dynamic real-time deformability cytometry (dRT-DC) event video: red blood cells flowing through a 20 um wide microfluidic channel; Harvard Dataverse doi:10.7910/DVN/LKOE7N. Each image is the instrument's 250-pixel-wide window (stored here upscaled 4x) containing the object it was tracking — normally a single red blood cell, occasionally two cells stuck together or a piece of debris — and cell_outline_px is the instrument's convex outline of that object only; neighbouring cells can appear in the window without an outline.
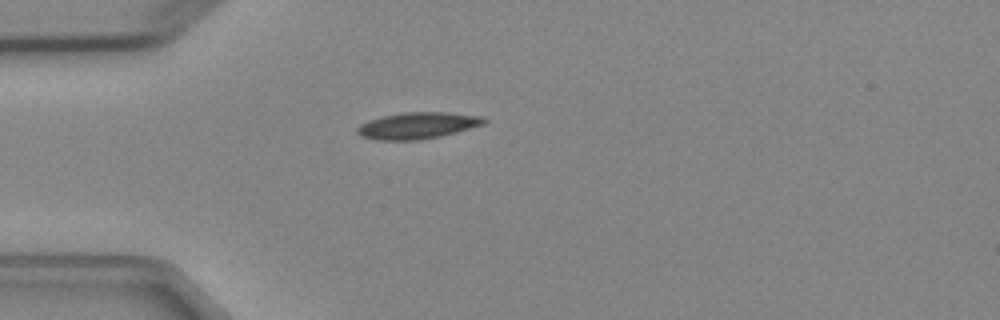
{"species": "Egyptian fruit bat (a non-hibernating species)", "species_latin": "Rousettus aegyptiacus", "temperature_condition": "cold", "stored_images_in_passage": 3, "camera_frame_rate_fps": 3000, "um_per_image_px": 0.085, "animal": {"sex": "female"}, "frame": {"image": 1, "passage_image": 3, "time_ms": 2.0, "image_size_px": [1000, 320], "cell_outline_px": [[488, 120], [484, 124], [456, 132], [440, 136], [420, 140], [376, 140], [360, 136], [356, 132], [356, 128], [360, 124], [368, 120], [384, 116], [404, 112], [444, 112], [484, 116]], "centroid_in_image_um": [35.48, 10.67], "position_along_channel_um": 49.5, "area_um2": 19.65}}